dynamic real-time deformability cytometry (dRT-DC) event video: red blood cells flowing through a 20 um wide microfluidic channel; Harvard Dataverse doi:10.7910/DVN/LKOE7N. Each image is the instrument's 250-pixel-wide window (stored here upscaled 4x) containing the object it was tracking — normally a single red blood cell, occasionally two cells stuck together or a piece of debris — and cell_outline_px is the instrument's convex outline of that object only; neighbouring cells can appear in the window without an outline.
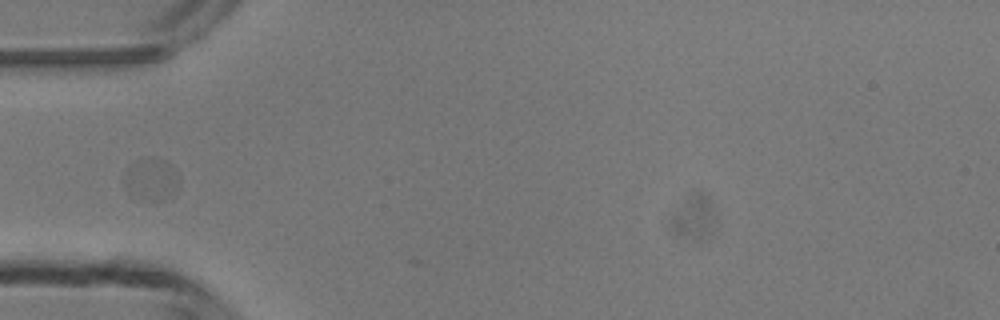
{"species": "common noctule bat (a hibernating species)", "species_latin": "Nyctalus noctula", "temperature_condition": "room temperature", "stored_images_in_passage": 4, "camera_frame_rate_fps": 3000, "um_per_image_px": 0.085, "animal": {"sex": "male", "body_mass_g": 13.3}, "frame": {"image": 1, "passage_image": 1, "time_ms": 0.0, "image_size_px": [1000, 320], "cell_outline_px": [[180, 188], [172, 196], [164, 200], [152, 200], [140, 196], [128, 172], [128, 164], [148, 156], [152, 156], [164, 160], [168, 164], [176, 176]], "centroid_in_image_um": [13.05, 15.17], "position_along_channel_um": 72.0, "area_um2": 11.91}}
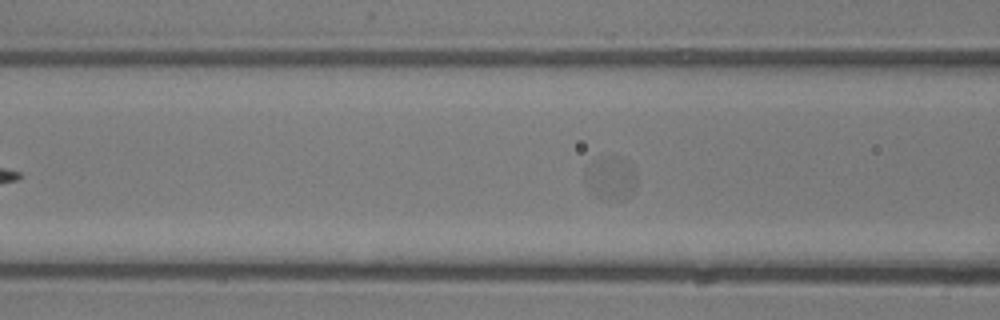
{"frame": {"image": 2, "passage_image": 4, "time_ms": 1.0, "image_size_px": [1000, 320], "cell_outline_px": [[636, 184], [632, 196], [624, 200], [608, 200], [596, 196], [596, 192], [600, 156], [616, 156], [636, 176]], "centroid_in_image_um": [52.25, 15.27], "position_along_channel_um": 114.4, "area_um2": 10.17}}